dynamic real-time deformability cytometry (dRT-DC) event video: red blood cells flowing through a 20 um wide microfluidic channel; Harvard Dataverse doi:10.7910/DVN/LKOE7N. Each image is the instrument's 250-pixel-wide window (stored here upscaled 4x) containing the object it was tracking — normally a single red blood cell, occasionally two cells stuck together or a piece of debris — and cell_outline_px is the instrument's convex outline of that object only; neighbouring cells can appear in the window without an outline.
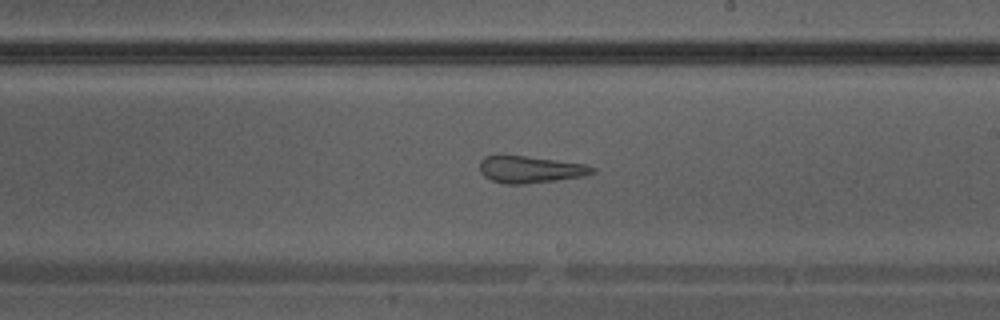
{"species": "Egyptian fruit bat (a non-hibernating species)", "species_latin": "Rousettus aegyptiacus", "temperature_condition": "warm", "stored_images_in_passage": 38, "camera_frame_rate_fps": 3000, "um_per_image_px": 0.085, "animal": {"sex": "male"}, "frame": {"image": 1, "passage_image": 22, "time_ms": 7.0, "image_size_px": [1000, 320], "cell_outline_px": [[596, 172], [584, 176], [556, 180], [524, 184], [504, 184], [492, 180], [484, 176], [480, 172], [480, 160], [484, 156], [524, 156], [584, 164], [596, 168]], "centroid_in_image_um": [45.07, 14.41], "position_along_channel_um": 243.9, "area_um2": 17.46}}